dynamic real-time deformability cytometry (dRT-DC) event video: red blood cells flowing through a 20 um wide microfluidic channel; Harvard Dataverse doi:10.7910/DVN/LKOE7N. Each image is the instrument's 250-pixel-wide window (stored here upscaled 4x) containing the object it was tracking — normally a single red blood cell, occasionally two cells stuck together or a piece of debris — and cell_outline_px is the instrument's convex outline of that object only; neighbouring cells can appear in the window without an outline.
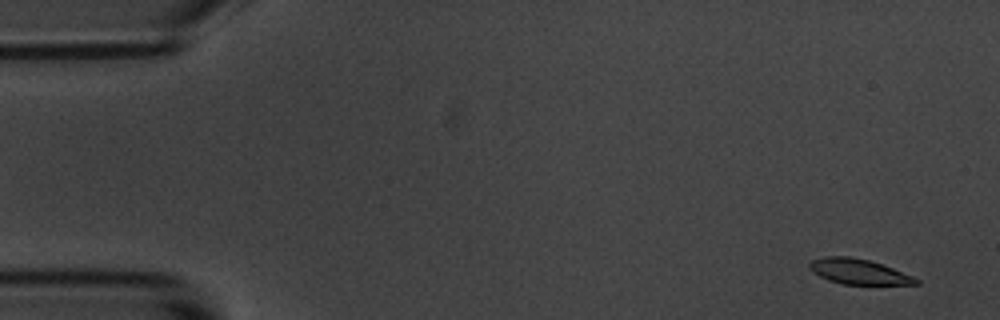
{"species": "common noctule bat (a hibernating species)", "species_latin": "Nyctalus noctula", "temperature_condition": "room temperature", "stored_images_in_passage": 6, "camera_frame_rate_fps": 3000, "um_per_image_px": 0.085, "animal": {"sex": "male", "body_mass_g": 20.1, "forearm_length_mm": 53.5}, "frame": {"image": 1, "passage_image": 1, "time_ms": 0.0, "image_size_px": [1000, 320], "cell_outline_px": [[920, 284], [844, 284], [828, 280], [812, 272], [808, 268], [808, 264], [812, 260], [824, 256], [848, 256], [868, 260], [892, 268], [912, 276], [920, 280]], "centroid_in_image_um": [72.94, 23.08], "position_along_channel_um": 12.1, "area_um2": 15.49}}